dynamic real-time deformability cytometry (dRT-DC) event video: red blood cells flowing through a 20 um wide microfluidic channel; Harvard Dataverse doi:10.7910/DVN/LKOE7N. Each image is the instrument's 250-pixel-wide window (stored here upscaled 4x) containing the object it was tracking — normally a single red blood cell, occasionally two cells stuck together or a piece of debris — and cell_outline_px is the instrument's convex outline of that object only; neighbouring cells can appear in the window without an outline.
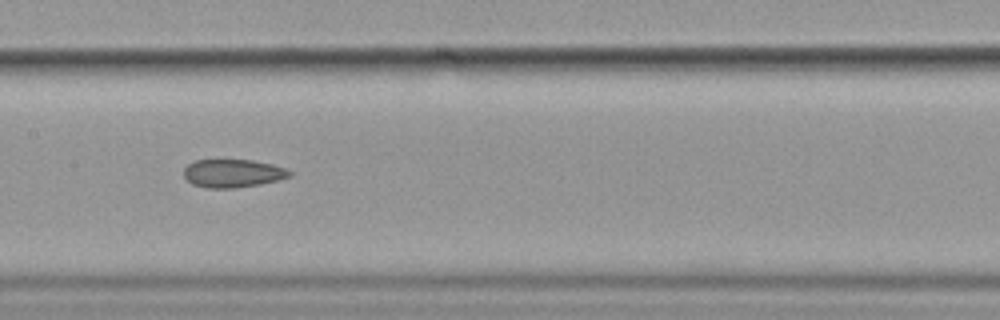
{"species": "common noctule bat (a hibernating species)", "species_latin": "Nyctalus noctula", "temperature_condition": "cold", "stored_images_in_passage": 7, "camera_frame_rate_fps": 3000, "um_per_image_px": 0.085, "animal": {"sex": "female", "body_mass_g": 19.9}, "frame": {"image": 1, "passage_image": 5, "time_ms": 5.333, "image_size_px": [1000, 320], "cell_outline_px": [[292, 176], [280, 180], [260, 184], [236, 188], [208, 188], [192, 184], [184, 176], [184, 168], [188, 164], [196, 160], [252, 160], [272, 164], [284, 168], [292, 172]], "centroid_in_image_um": [19.81, 14.74], "position_along_channel_um": 187.6, "area_um2": 17.4}}
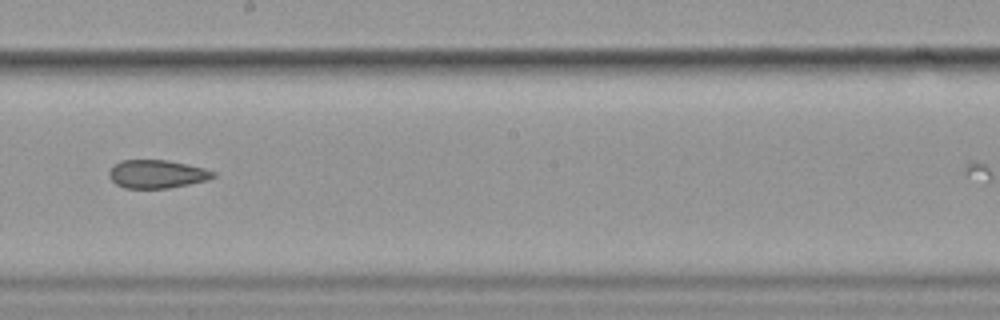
{"frame": {"image": 2, "passage_image": 6, "time_ms": 6.667, "image_size_px": [1000, 320], "cell_outline_px": [[216, 176], [208, 180], [168, 188], [124, 188], [116, 184], [108, 176], [108, 172], [112, 164], [120, 160], [168, 160], [204, 168], [216, 172]], "centroid_in_image_um": [13.31, 14.79], "position_along_channel_um": 234.9, "area_um2": 17.28}}